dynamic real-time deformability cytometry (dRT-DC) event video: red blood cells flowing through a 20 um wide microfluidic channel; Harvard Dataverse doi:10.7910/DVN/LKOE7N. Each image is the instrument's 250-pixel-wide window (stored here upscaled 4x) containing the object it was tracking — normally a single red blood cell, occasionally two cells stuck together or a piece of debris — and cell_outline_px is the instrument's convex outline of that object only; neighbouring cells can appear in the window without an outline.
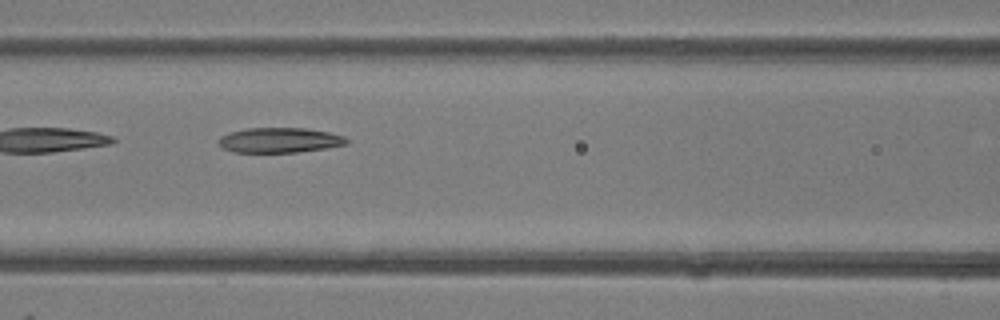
{"species": "common noctule bat (a hibernating species)", "species_latin": "Nyctalus noctula", "temperature_condition": "room temperature", "stored_images_in_passage": 40, "camera_frame_rate_fps": 3000, "um_per_image_px": 0.085, "animal": {"sex": "female"}, "frame": {"image": 1, "passage_image": 18, "time_ms": 5.667, "image_size_px": [1000, 320], "cell_outline_px": [[348, 144], [324, 148], [296, 152], [232, 152], [224, 148], [216, 140], [220, 136], [232, 132], [248, 128], [308, 128], [328, 132], [344, 136], [348, 140]], "centroid_in_image_um": [23.76, 11.91], "position_along_channel_um": 142.8, "area_um2": 18.55}}
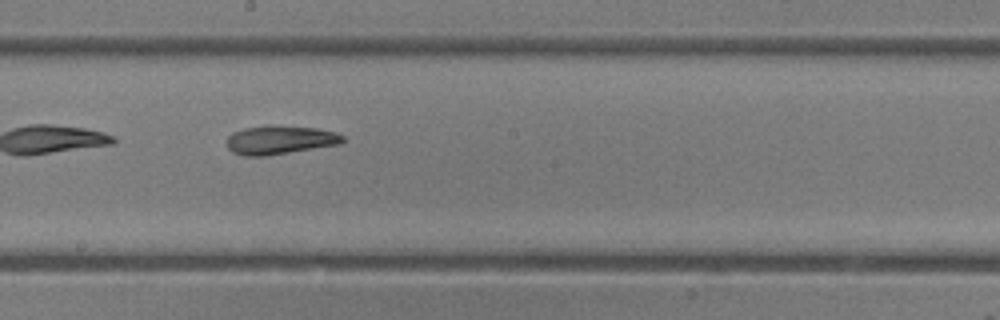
{"frame": {"image": 2, "passage_image": 23, "time_ms": 7.333, "image_size_px": [1000, 320], "cell_outline_px": [[344, 140], [340, 144], [264, 156], [244, 156], [232, 152], [224, 144], [228, 136], [232, 132], [244, 128], [268, 124], [272, 124], [316, 128], [336, 132], [344, 136]], "centroid_in_image_um": [23.74, 11.88], "position_along_channel_um": 224.5, "area_um2": 19.71}}